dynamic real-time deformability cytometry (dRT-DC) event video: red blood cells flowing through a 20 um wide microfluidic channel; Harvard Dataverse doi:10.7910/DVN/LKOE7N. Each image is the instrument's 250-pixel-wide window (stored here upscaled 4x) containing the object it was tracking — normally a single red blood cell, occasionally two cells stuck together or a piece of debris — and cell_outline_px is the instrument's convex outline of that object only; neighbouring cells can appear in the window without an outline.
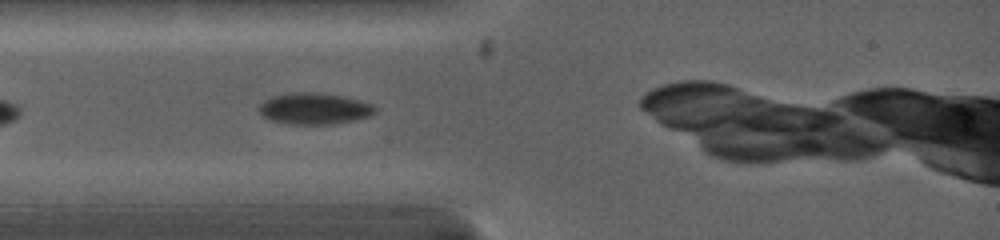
{"species": "common noctule bat (a hibernating species)", "species_latin": "Nyctalus noctula", "temperature_condition": "warm", "stored_images_in_passage": 2, "camera_frame_rate_fps": 5000, "um_per_image_px": 0.085, "animal": {"sex": "female", "body_mass_g": 19.0, "forearm_length_mm": 53.3}, "frame": {"image": 1, "passage_image": 1, "time_ms": 0.0, "image_size_px": [1000, 240], "cell_outline_px": [[376, 112], [368, 116], [352, 120], [332, 124], [288, 124], [272, 120], [264, 116], [256, 108], [264, 100], [272, 96], [292, 92], [316, 92], [340, 96], [360, 100], [372, 104], [376, 108]], "centroid_in_image_um": [26.68, 9.22], "position_along_channel_um": 58.3, "area_um2": 21.1}}